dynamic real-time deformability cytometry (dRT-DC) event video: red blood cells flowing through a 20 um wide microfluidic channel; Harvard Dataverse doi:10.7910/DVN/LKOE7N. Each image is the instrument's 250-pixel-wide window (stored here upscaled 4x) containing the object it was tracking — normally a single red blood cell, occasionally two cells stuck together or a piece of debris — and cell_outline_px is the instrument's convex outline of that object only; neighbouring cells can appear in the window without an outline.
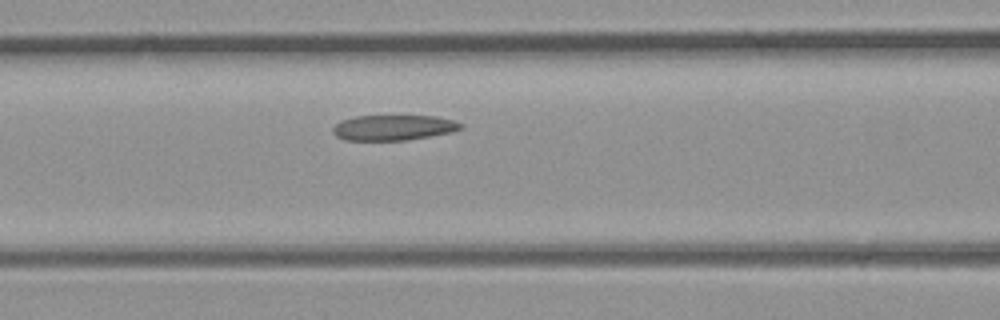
{"species": "common noctule bat (a hibernating species)", "species_latin": "Nyctalus noctula", "temperature_condition": "room temperature", "stored_images_in_passage": 6, "segment_of_instrument_passage": [1, 2], "camera_frame_rate_fps": 3000, "um_per_image_px": 0.085, "animal": {"sex": "male", "body_mass_g": 23.1, "forearm_length_mm": 52.7}, "frame": {"image": 1, "passage_image": 5, "time_ms": 1.333, "image_size_px": [1000, 320], "cell_outline_px": [[464, 128], [452, 132], [404, 140], [344, 140], [336, 136], [332, 132], [332, 128], [340, 120], [356, 116], [436, 116], [452, 120], [464, 124]], "centroid_in_image_um": [33.43, 10.84], "position_along_channel_um": 133.2, "area_um2": 18.9}}